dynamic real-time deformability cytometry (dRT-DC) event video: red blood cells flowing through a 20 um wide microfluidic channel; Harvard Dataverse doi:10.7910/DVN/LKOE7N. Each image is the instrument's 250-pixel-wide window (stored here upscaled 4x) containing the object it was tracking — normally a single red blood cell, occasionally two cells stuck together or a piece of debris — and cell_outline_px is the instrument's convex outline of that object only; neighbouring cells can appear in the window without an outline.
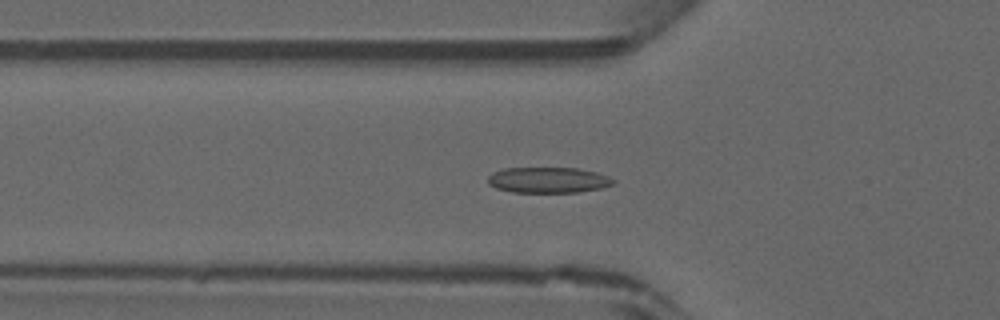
{"species": "common noctule bat (a hibernating species)", "species_latin": "Nyctalus noctula", "temperature_condition": "warm", "stored_images_in_passage": 7, "camera_frame_rate_fps": 3000, "um_per_image_px": 0.085, "animal": {"sex": "male", "forearm_length_mm": 52.5}, "frame": {"image": 1, "passage_image": 5, "time_ms": 1.333, "image_size_px": [1000, 320], "cell_outline_px": [[616, 184], [600, 188], [580, 192], [512, 192], [496, 188], [488, 184], [488, 176], [492, 172], [504, 168], [576, 168], [596, 172], [608, 176], [616, 180]], "centroid_in_image_um": [46.6, 15.3], "position_along_channel_um": 79.2, "area_um2": 18.9}}